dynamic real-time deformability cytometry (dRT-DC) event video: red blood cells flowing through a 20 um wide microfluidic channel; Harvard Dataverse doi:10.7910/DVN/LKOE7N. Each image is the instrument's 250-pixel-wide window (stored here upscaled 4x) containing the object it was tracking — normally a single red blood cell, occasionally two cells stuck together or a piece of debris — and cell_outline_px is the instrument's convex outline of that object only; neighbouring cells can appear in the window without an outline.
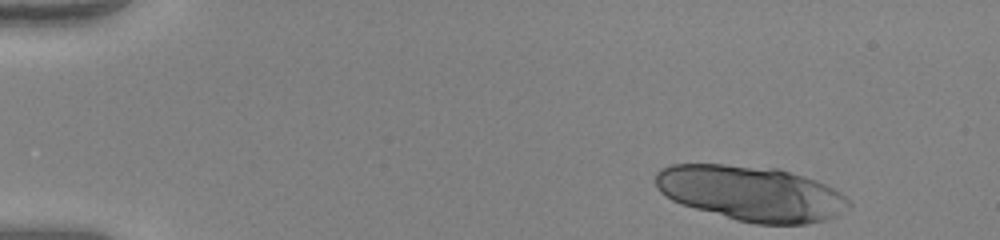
{"species": "human", "species_latin": "Homo sapiens", "temperature_condition": "warm", "stored_images_in_passage": 4, "camera_frame_rate_fps": 3000, "um_per_image_px": 0.085, "donor": {"sex": "female"}, "frame": {"image": 1, "passage_image": 1, "time_ms": 0.0, "image_size_px": [1000, 240], "cell_outline_px": [[852, 204], [848, 208], [836, 216], [824, 220], [808, 224], [756, 224], [736, 220], [680, 204], [672, 200], [660, 192], [656, 188], [656, 172], [660, 168], [672, 164], [724, 164], [776, 168], [792, 172], [816, 180], [840, 192]], "centroid_in_image_um": [63.83, 16.43], "position_along_channel_um": 21.2, "area_um2": 62.19}}